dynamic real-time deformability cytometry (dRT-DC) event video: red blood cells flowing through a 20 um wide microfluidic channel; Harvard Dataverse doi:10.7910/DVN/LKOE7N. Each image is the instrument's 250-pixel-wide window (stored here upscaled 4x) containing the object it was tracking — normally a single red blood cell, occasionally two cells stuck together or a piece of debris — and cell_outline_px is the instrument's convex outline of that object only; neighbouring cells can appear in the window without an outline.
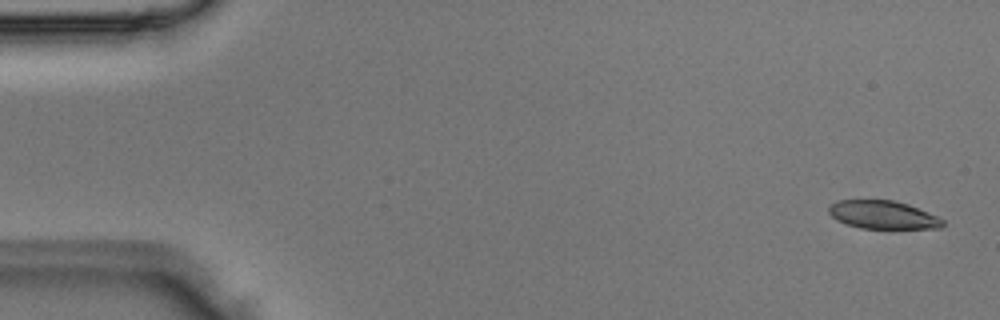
{"species": "Egyptian fruit bat (a non-hibernating species)", "species_latin": "Rousettus aegyptiacus", "temperature_condition": "room temperature", "stored_images_in_passage": 7, "segment_of_instrument_passage": [1, 2], "camera_frame_rate_fps": 3000, "um_per_image_px": 0.085, "animal": {"sex": "male"}, "frame": {"image": 1, "passage_image": 1, "time_ms": 0.0, "image_size_px": [1000, 320], "cell_outline_px": [[944, 224], [940, 228], [860, 228], [844, 224], [836, 220], [828, 212], [828, 208], [836, 200], [892, 200], [908, 204], [928, 212], [944, 220]], "centroid_in_image_um": [75.02, 18.26], "position_along_channel_um": 10.0, "area_um2": 18.67}}
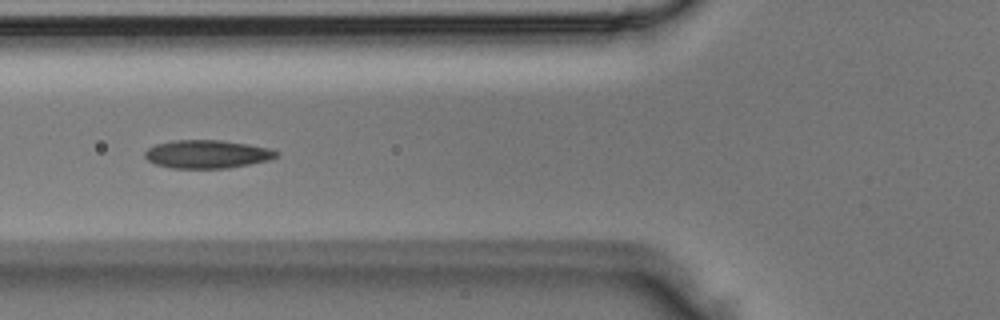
{"frame": {"image": 2, "passage_image": 5, "time_ms": 1.333, "image_size_px": [1000, 320], "cell_outline_px": [[280, 152], [276, 156], [268, 160], [248, 164], [224, 168], [172, 168], [156, 164], [148, 160], [144, 156], [144, 152], [148, 148], [156, 144], [172, 140], [220, 140], [248, 144], [268, 148]], "centroid_in_image_um": [17.57, 13.09], "position_along_channel_um": 108.2, "area_um2": 21.44}}
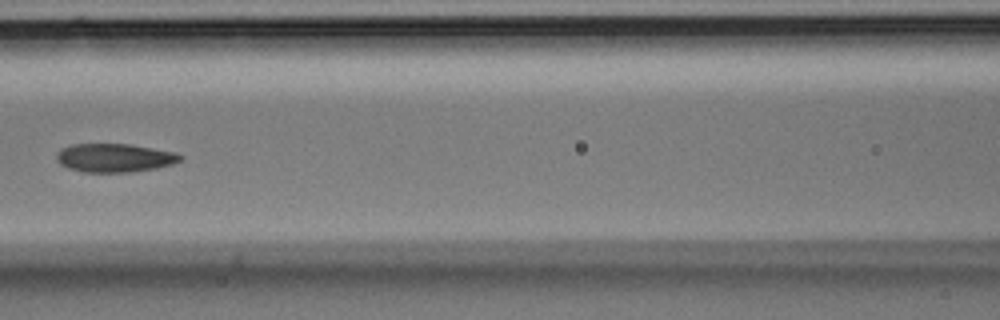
{"frame": {"image": 3, "passage_image": 6, "time_ms": 1.667, "image_size_px": [1000, 320], "cell_outline_px": [[184, 156], [180, 160], [172, 164], [156, 168], [132, 172], [84, 172], [68, 168], [60, 164], [56, 160], [56, 156], [60, 148], [72, 144], [132, 144], [176, 152]], "centroid_in_image_um": [9.74, 13.41], "position_along_channel_um": 156.9, "area_um2": 20.75}}